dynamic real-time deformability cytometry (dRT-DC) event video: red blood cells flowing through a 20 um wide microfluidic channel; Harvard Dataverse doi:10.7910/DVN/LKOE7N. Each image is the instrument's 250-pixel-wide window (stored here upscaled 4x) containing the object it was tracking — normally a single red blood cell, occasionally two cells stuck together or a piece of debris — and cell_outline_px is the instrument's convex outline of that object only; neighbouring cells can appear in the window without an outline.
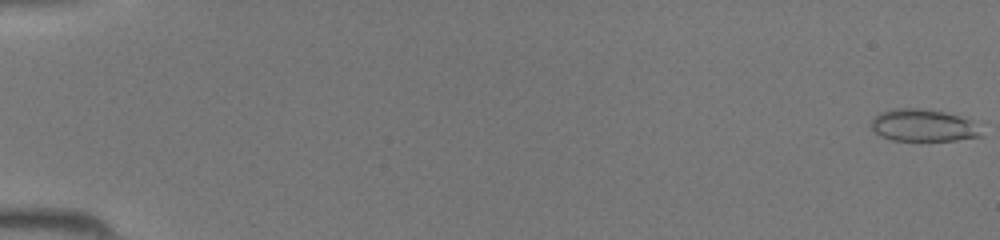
{"species": "common noctule bat (a hibernating species)", "species_latin": "Nyctalus noctula", "temperature_condition": "room temperature", "stored_images_in_passage": 46, "camera_frame_rate_fps": 3000, "um_per_image_px": 0.085, "animal": {"sex": "female", "body_mass_g": 19.5, "forearm_length_mm": 54.1}, "frame": {"image": 1, "passage_image": 1, "time_ms": 0.0, "image_size_px": [1000, 240], "cell_outline_px": [[980, 136], [956, 140], [892, 140], [880, 136], [872, 128], [872, 120], [880, 112], [892, 108], [916, 108], [944, 112], [968, 120]], "centroid_in_image_um": [78.34, 10.65], "position_along_channel_um": 6.7, "area_um2": 19.83}}
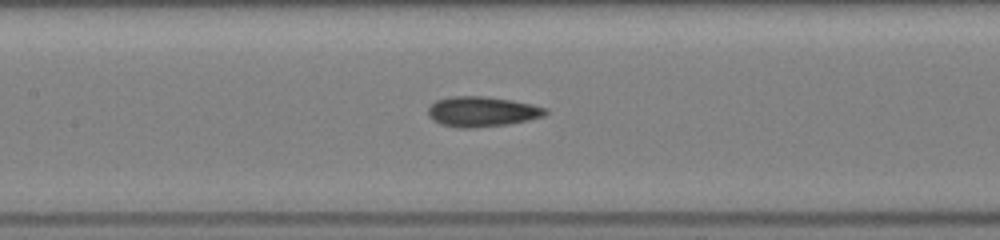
{"frame": {"image": 2, "passage_image": 23, "time_ms": 7.333, "image_size_px": [1000, 240], "cell_outline_px": [[548, 112], [544, 116], [528, 120], [508, 124], [472, 128], [456, 128], [440, 124], [432, 120], [428, 116], [428, 108], [436, 100], [452, 96], [488, 96], [512, 100], [532, 104], [548, 108]], "centroid_in_image_um": [40.97, 9.49], "position_along_channel_um": 166.4, "area_um2": 20.87}}
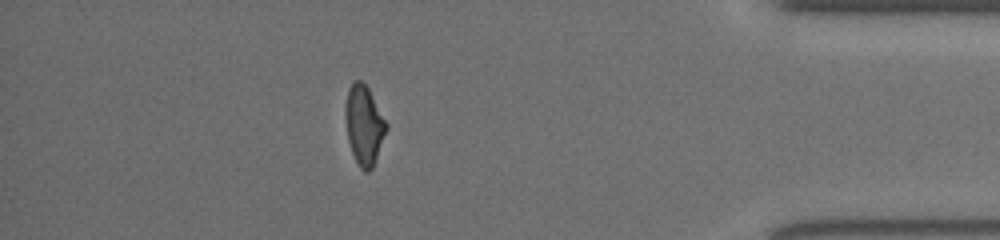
{"frame": {"image": 3, "passage_image": 41, "time_ms": 13.333, "image_size_px": [1000, 240], "cell_outline_px": [[388, 128], [372, 168], [368, 172], [364, 172], [360, 168], [352, 152], [348, 140], [344, 116], [344, 104], [348, 88], [352, 80], [360, 80], [368, 88], [388, 124]], "centroid_in_image_um": [30.92, 10.6], "position_along_channel_um": 404.3, "area_um2": 19.07}}